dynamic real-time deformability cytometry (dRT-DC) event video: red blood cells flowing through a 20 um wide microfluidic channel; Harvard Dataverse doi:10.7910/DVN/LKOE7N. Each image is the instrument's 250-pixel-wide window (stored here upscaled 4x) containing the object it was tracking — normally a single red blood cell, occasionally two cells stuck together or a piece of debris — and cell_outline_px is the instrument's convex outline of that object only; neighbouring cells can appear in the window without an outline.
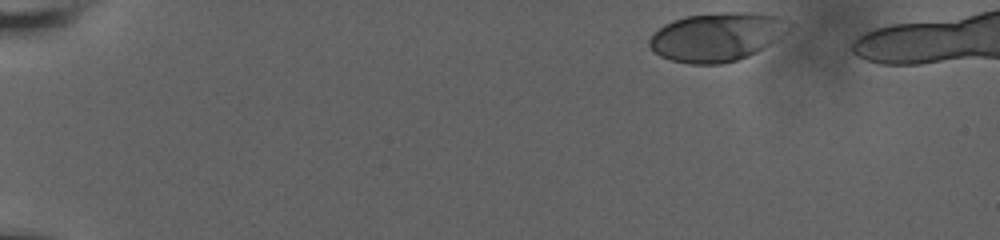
{"species": "human", "species_latin": "Homo sapiens", "temperature_condition": "room temperature", "stored_images_in_passage": 40, "camera_frame_rate_fps": 3000, "um_per_image_px": 0.085, "donor": {"sex": "male"}, "frame": {"image": 1, "passage_image": 1, "time_ms": 0.0, "image_size_px": [1000, 240], "cell_outline_px": [[792, 28], [788, 32], [776, 40], [756, 52], [748, 56], [736, 60], [720, 64], [688, 64], [672, 60], [660, 56], [648, 44], [648, 40], [664, 24], [688, 16], [720, 12], [756, 12], [780, 16], [792, 20]], "centroid_in_image_um": [61.02, 3.12], "position_along_channel_um": 24.0, "area_um2": 39.77}}
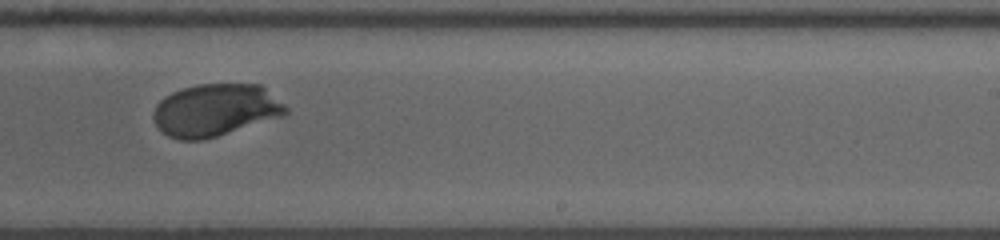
{"frame": {"image": 2, "passage_image": 24, "time_ms": 10.333, "image_size_px": [1000, 240], "cell_outline_px": [[288, 112], [280, 116], [204, 140], [180, 140], [168, 136], [156, 124], [152, 116], [156, 104], [164, 96], [172, 92], [196, 84], [260, 84], [284, 104], [288, 108]], "centroid_in_image_um": [18.27, 9.35], "position_along_channel_um": 270.7, "area_um2": 40.0}}
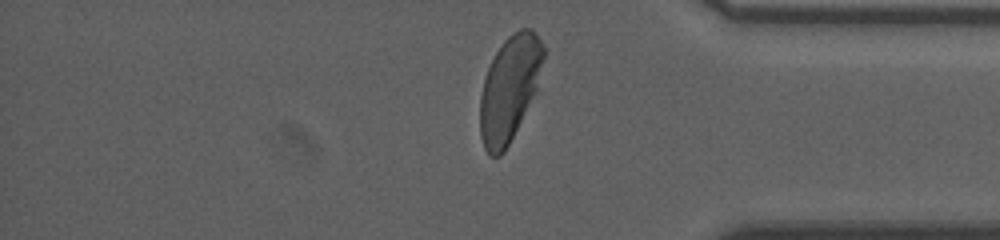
{"frame": {"image": 3, "passage_image": 38, "time_ms": 14.0, "image_size_px": [1000, 240], "cell_outline_px": [[544, 56], [536, 92], [504, 152], [500, 156], [488, 156], [484, 148], [480, 136], [480, 96], [484, 80], [488, 68], [496, 52], [504, 40], [512, 32], [520, 28], [532, 28], [540, 40], [544, 48]], "centroid_in_image_um": [43.3, 7.52], "position_along_channel_um": 391.9, "area_um2": 38.67}, "authors_computed_cell_mechanics": {"area_um2": 39.7664, "velocity_mm_per_s": 3.6013, "shape_relaxation_time_tau1_ms": 2.7105, "shape_relaxation_time_tau2_ms": null, "deformation_change_tau1": 0.164, "deformation_change_tau2": null}}